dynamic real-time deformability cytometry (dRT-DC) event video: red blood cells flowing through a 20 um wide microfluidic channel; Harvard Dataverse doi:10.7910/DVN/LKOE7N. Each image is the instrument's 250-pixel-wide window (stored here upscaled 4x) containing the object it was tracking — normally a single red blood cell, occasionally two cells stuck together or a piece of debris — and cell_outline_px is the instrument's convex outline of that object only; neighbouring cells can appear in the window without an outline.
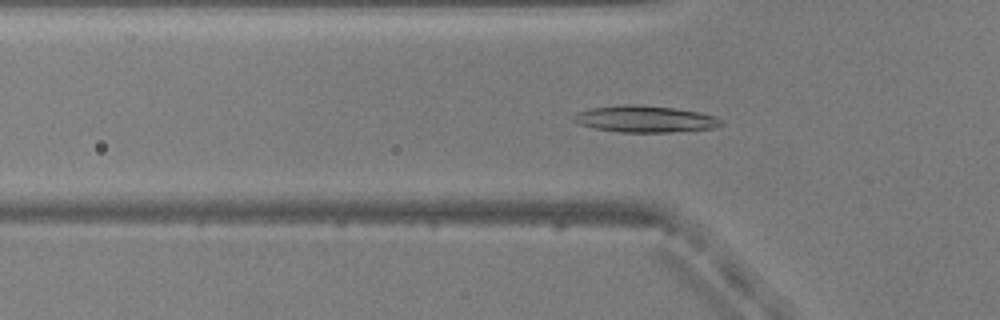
{"species": "common noctule bat (a hibernating species)", "species_latin": "Nyctalus noctula", "temperature_condition": "warm", "stored_images_in_passage": 53, "camera_frame_rate_fps": 3000, "um_per_image_px": 0.085, "animal": {"sex": "male", "body_mass_g": 20.5, "forearm_length_mm": 52.5}, "frame": {"image": 1, "passage_image": 17, "time_ms": 5.333, "image_size_px": [1000, 320], "cell_outline_px": [[724, 124], [716, 128], [668, 132], [620, 132], [596, 128], [580, 124], [572, 120], [572, 116], [576, 112], [592, 108], [628, 104], [636, 104], [672, 108], [700, 112], [716, 116]], "centroid_in_image_um": [54.84, 10.11], "position_along_channel_um": 71.0, "area_um2": 22.77}}
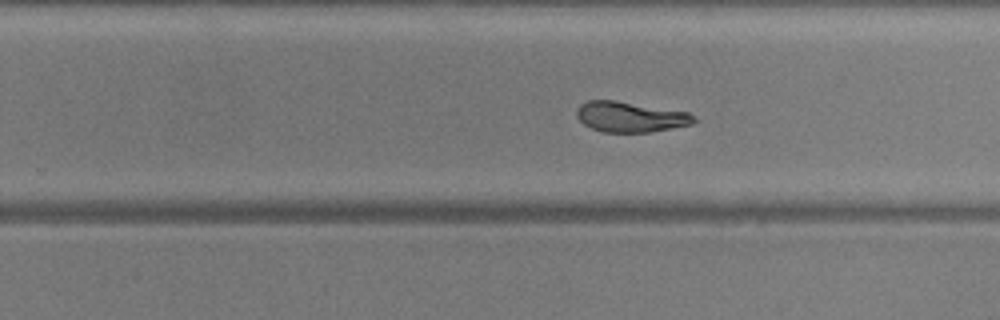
{"frame": {"image": 2, "passage_image": 33, "time_ms": 10.667, "image_size_px": [1000, 320], "cell_outline_px": [[696, 120], [692, 124], [652, 132], [604, 132], [592, 128], [584, 124], [576, 116], [576, 108], [580, 104], [588, 100], [616, 100], [688, 112], [696, 116]], "centroid_in_image_um": [53.57, 9.93], "position_along_channel_um": 276.2, "area_um2": 20.87}}
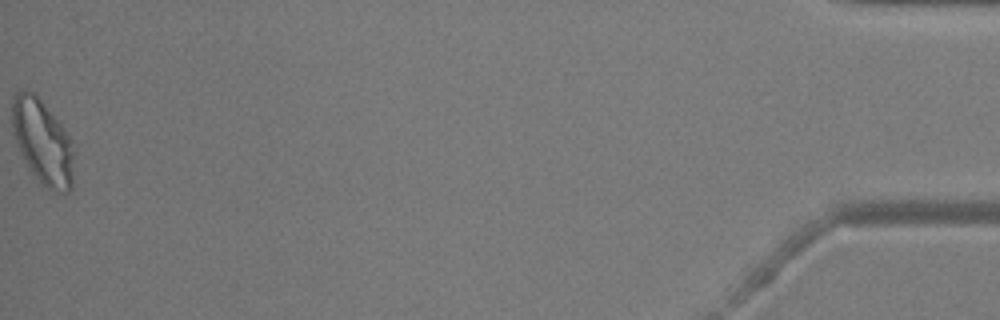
{"frame": {"image": 3, "passage_image": 53, "time_ms": 17.333, "image_size_px": [1000, 320], "cell_outline_px": [[76, 152], [72, 188], [68, 192], [60, 192], [48, 188], [28, 168], [16, 144], [12, 132], [12, 100], [16, 92], [24, 88], [28, 88], [36, 92], [64, 128], [72, 140]], "centroid_in_image_um": [3.65, 12.01], "position_along_channel_um": 431.6, "area_um2": 31.27}, "authors_computed_cell_mechanics": {"area_um2": 22.542, "velocity_mm_per_s": 3.8354, "shape_relaxation_time_tau1_ms": 4.718, "shape_relaxation_time_tau2_ms": 2.4923, "deformation_change_tau1": 0.1428, "deformation_change_tau2": 0.0969}}